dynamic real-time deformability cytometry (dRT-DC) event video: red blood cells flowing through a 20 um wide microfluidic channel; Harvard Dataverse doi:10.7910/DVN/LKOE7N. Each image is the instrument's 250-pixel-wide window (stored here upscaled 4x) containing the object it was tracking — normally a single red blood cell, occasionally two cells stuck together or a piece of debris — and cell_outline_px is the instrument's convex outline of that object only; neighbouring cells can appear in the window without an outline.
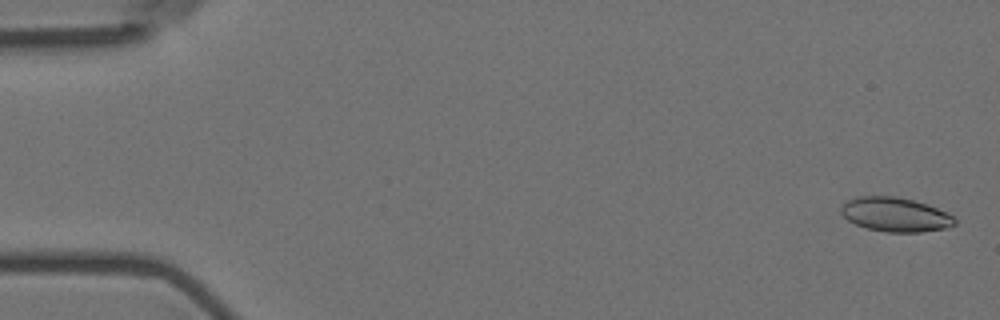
{"species": "Egyptian fruit bat (a non-hibernating species)", "species_latin": "Rousettus aegyptiacus", "temperature_condition": "room temperature", "stored_images_in_passage": 15, "camera_frame_rate_fps": 3000, "um_per_image_px": 0.085, "animal": {"sex": "female"}, "frame": {"image": 1, "passage_image": 2, "time_ms": 0.333, "image_size_px": [1000, 320], "cell_outline_px": [[956, 224], [944, 228], [920, 232], [884, 232], [868, 228], [856, 224], [848, 220], [840, 212], [840, 208], [848, 200], [856, 196], [896, 196], [912, 200], [936, 208], [952, 216], [956, 220]], "centroid_in_image_um": [76.06, 18.24], "position_along_channel_um": 8.9, "area_um2": 22.37}}
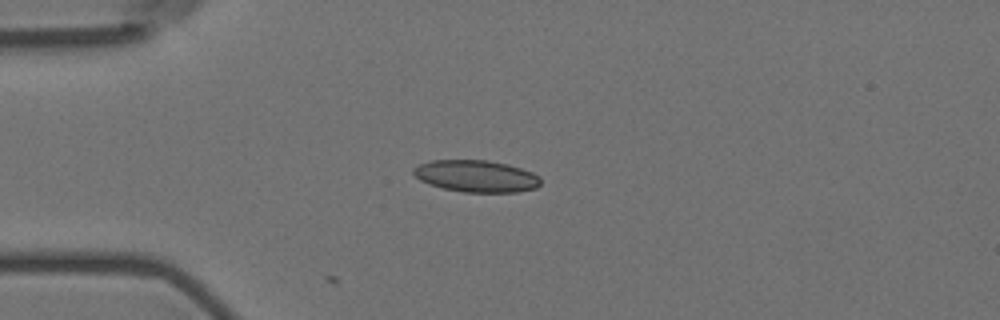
{"frame": {"image": 2, "passage_image": 15, "time_ms": 4.667, "image_size_px": [1000, 320], "cell_outline_px": [[540, 184], [536, 188], [516, 192], [464, 192], [444, 188], [428, 184], [420, 180], [412, 172], [412, 168], [420, 164], [432, 160], [488, 160], [508, 164], [532, 172], [540, 176]], "centroid_in_image_um": [40.48, 14.97], "position_along_channel_um": 44.5, "area_um2": 23.64}}